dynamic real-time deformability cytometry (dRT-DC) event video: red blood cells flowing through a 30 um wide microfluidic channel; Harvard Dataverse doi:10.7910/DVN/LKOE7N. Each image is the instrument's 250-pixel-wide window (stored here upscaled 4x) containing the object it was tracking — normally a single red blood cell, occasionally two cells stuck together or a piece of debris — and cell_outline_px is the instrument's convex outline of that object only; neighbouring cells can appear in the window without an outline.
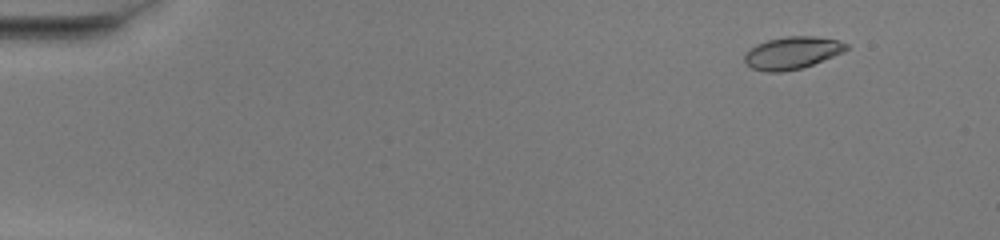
{"species": "common noctule bat (a hibernating species)", "species_latin": "Nyctalus noctula", "temperature_condition": "warm", "stored_images_in_passage": 47, "camera_frame_rate_fps": 3000, "um_per_image_px": 0.085, "animal": {"sex": "female", "body_mass_g": 20.0, "forearm_length_mm": 54.0}, "frame": {"image": 1, "passage_image": 1, "time_ms": 0.0, "image_size_px": [1000, 240], "cell_outline_px": [[848, 48], [844, 52], [812, 64], [800, 68], [780, 72], [764, 72], [752, 68], [744, 60], [744, 56], [756, 44], [768, 40], [784, 36], [812, 36], [836, 40], [848, 44]], "centroid_in_image_um": [67.33, 4.49], "position_along_channel_um": 17.7, "area_um2": 18.9}}
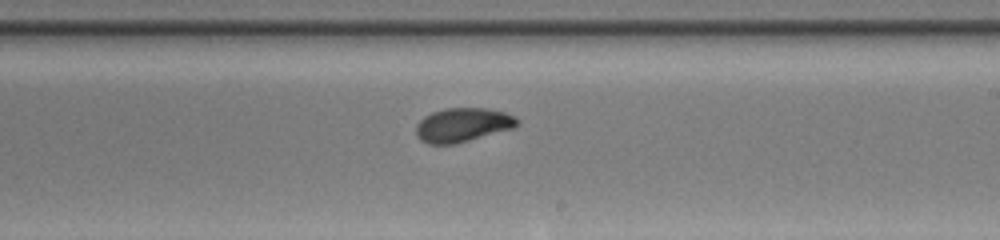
{"frame": {"image": 2, "passage_image": 27, "time_ms": 8.667, "image_size_px": [1000, 240], "cell_outline_px": [[520, 124], [512, 128], [468, 140], [452, 144], [428, 144], [420, 140], [416, 136], [416, 124], [424, 116], [432, 112], [444, 108], [484, 108], [504, 112], [516, 116], [520, 120]], "centroid_in_image_um": [39.31, 10.61], "position_along_channel_um": 249.7, "area_um2": 20.0}}
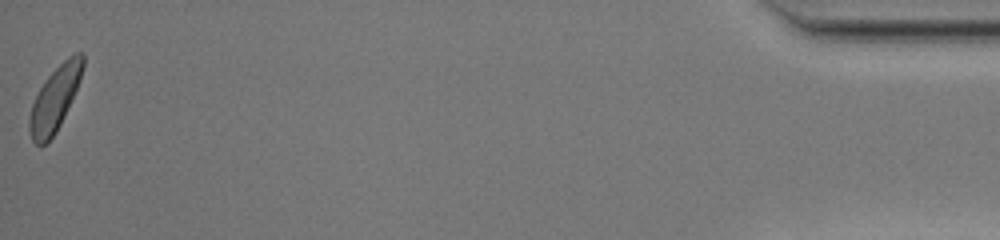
{"frame": {"image": 3, "passage_image": 47, "time_ms": 15.333, "image_size_px": [1000, 240], "cell_outline_px": [[84, 64], [80, 80], [64, 116], [56, 132], [44, 144], [36, 144], [32, 140], [28, 128], [28, 120], [32, 104], [40, 88], [48, 76], [68, 56], [76, 52], [84, 52]], "centroid_in_image_um": [4.66, 8.37], "position_along_channel_um": 430.5, "area_um2": 19.65}, "authors_computed_cell_mechanics": {"area_um2": 19.5942, "velocity_mm_per_s": 4.0859, "shape_relaxation_time_tau1_ms": 2.7662, "shape_relaxation_time_tau2_ms": 1.0502, "deformation_change_tau1": 0.1315, "deformation_change_tau2": 0.0469}}